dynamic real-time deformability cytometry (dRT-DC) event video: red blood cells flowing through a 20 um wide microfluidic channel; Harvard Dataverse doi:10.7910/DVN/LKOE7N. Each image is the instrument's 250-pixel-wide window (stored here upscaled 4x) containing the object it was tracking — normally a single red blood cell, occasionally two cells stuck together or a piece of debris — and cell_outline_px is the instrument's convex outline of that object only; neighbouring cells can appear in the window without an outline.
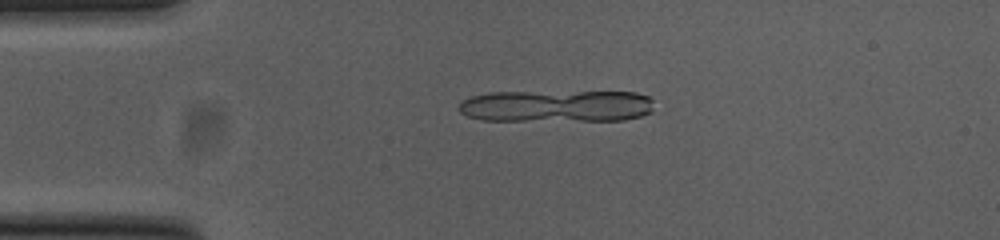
{"species": "common noctule bat (a hibernating species)", "species_latin": "Nyctalus noctula", "temperature_condition": "cold", "stored_images_in_passage": 14, "segment_of_instrument_passage": [2, 2], "camera_frame_rate_fps": 3000, "um_per_image_px": 0.085, "animal": {"sex": "female", "body_mass_g": 23.0, "forearm_length_mm": 53.4}, "frame": {"image": 1, "passage_image": 10, "time_ms": 3.0, "image_size_px": [1000, 240], "cell_outline_px": [[648, 100], [644, 112], [636, 116], [612, 120], [596, 120], [568, 100], [572, 96], [588, 92], [628, 92], [644, 96]], "centroid_in_image_um": [51.88, 8.9], "position_along_channel_um": 33.1, "area_um2": 12.25}}